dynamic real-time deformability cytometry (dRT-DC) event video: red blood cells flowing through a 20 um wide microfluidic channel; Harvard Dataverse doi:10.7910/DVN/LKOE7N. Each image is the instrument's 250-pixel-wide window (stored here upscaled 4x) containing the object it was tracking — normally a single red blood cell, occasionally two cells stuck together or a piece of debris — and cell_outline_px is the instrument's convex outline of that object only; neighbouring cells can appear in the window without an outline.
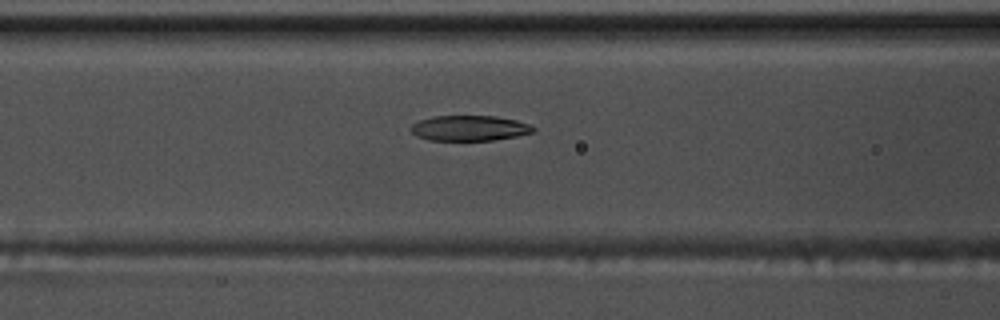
{"species": "common noctule bat (a hibernating species)", "species_latin": "Nyctalus noctula", "temperature_condition": "warm", "stored_images_in_passage": 51, "camera_frame_rate_fps": 3000, "um_per_image_px": 0.085, "animal": {"sex": "male", "body_mass_g": 17.5, "forearm_length_mm": 52.3}, "frame": {"image": 1, "passage_image": 19, "time_ms": 6.0, "image_size_px": [1000, 320], "cell_outline_px": [[536, 132], [516, 136], [492, 140], [428, 140], [416, 136], [408, 128], [412, 124], [420, 120], [436, 116], [496, 116], [516, 120], [528, 124], [536, 128]], "centroid_in_image_um": [39.9, 10.89], "position_along_channel_um": 126.7, "area_um2": 18.09}}
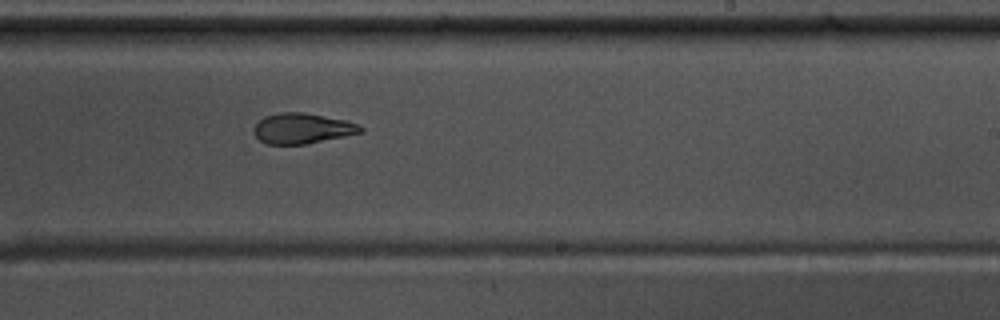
{"frame": {"image": 2, "passage_image": 30, "time_ms": 9.667, "image_size_px": [1000, 320], "cell_outline_px": [[364, 132], [304, 144], [268, 144], [260, 140], [256, 136], [252, 128], [264, 116], [280, 112], [304, 112], [348, 120], [364, 128]], "centroid_in_image_um": [25.7, 10.9], "position_along_channel_um": 263.3, "area_um2": 18.9}}
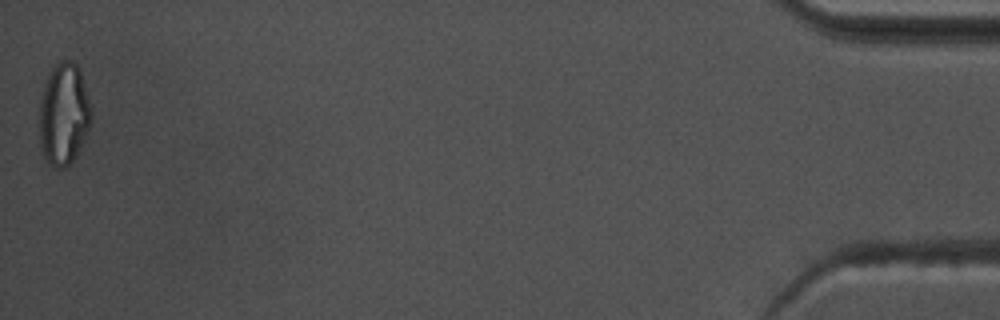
{"frame": {"image": 3, "passage_image": 51, "time_ms": 16.667, "image_size_px": [1000, 320], "cell_outline_px": [[92, 124], [84, 140], [72, 160], [64, 168], [56, 168], [48, 164], [44, 156], [40, 144], [40, 100], [44, 84], [52, 68], [60, 60], [72, 60], [80, 68], [92, 108]], "centroid_in_image_um": [5.44, 9.68], "position_along_channel_um": 429.8, "area_um2": 31.1}, "authors_computed_cell_mechanics": {"area_um2": 19.3052, "velocity_mm_per_s": 3.7413, "shape_relaxation_time_tau1_ms": 5.8937, "shape_relaxation_time_tau2_ms": 3.4531, "deformation_change_tau1": 0.2168, "deformation_change_tau2": 0.1086}}